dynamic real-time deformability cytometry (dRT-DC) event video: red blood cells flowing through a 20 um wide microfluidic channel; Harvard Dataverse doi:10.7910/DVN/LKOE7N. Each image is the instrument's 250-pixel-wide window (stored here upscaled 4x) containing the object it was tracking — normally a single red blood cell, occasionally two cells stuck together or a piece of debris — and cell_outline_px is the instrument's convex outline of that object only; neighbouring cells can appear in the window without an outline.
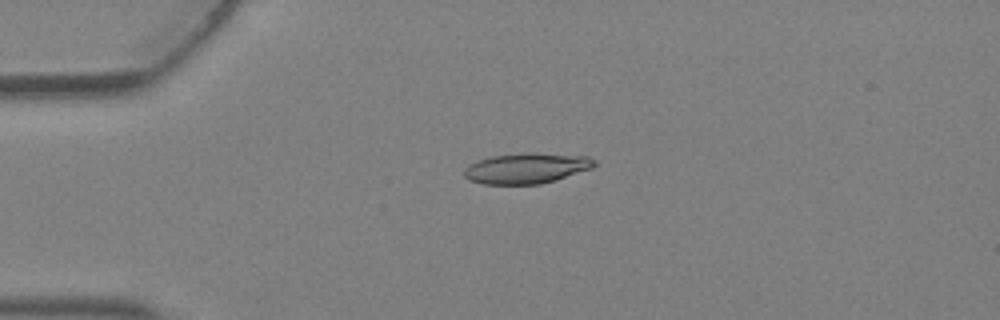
{"species": "Egyptian fruit bat (a non-hibernating species)", "species_latin": "Rousettus aegyptiacus", "temperature_condition": "warm", "stored_images_in_passage": 4, "camera_frame_rate_fps": 3000, "um_per_image_px": 0.085, "animal": {"sex": "female"}, "frame": {"image": 1, "passage_image": 3, "time_ms": 0.667, "image_size_px": [1000, 320], "cell_outline_px": [[596, 164], [592, 168], [556, 180], [540, 184], [484, 184], [468, 180], [464, 176], [464, 168], [468, 164], [476, 160], [492, 156], [524, 152], [532, 152], [588, 156], [596, 160]], "centroid_in_image_um": [44.74, 14.29], "position_along_channel_um": 40.3, "area_um2": 23.47}}